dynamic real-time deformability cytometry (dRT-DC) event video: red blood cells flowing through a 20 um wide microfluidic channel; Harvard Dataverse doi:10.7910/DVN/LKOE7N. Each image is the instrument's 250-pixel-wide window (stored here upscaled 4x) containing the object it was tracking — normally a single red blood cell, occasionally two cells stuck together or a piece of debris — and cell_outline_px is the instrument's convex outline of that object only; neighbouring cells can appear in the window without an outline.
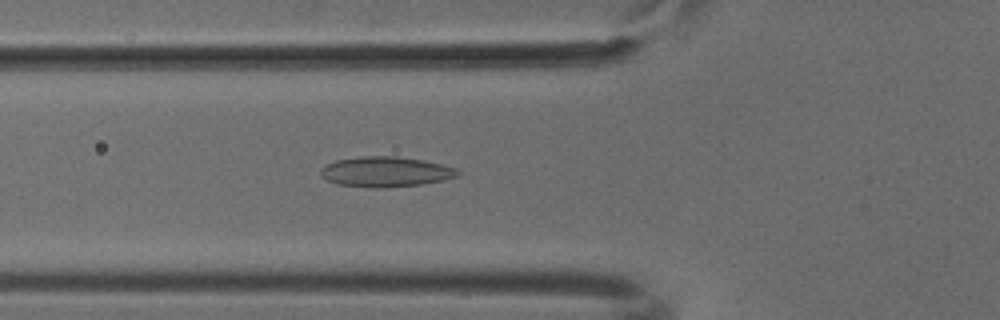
{"species": "common noctule bat (a hibernating species)", "species_latin": "Nyctalus noctula", "temperature_condition": "cold", "stored_images_in_passage": 50, "camera_frame_rate_fps": 3000, "um_per_image_px": 0.085, "animal": {"sex": "male", "body_mass_g": 18.8}, "frame": {"image": 1, "passage_image": 18, "time_ms": 5.667, "image_size_px": [1000, 320], "cell_outline_px": [[460, 172], [456, 176], [444, 180], [420, 184], [384, 188], [372, 188], [336, 184], [320, 176], [320, 168], [336, 160], [360, 156], [396, 156], [424, 160], [456, 168]], "centroid_in_image_um": [32.75, 14.6], "position_along_channel_um": 93.1, "area_um2": 24.16}}
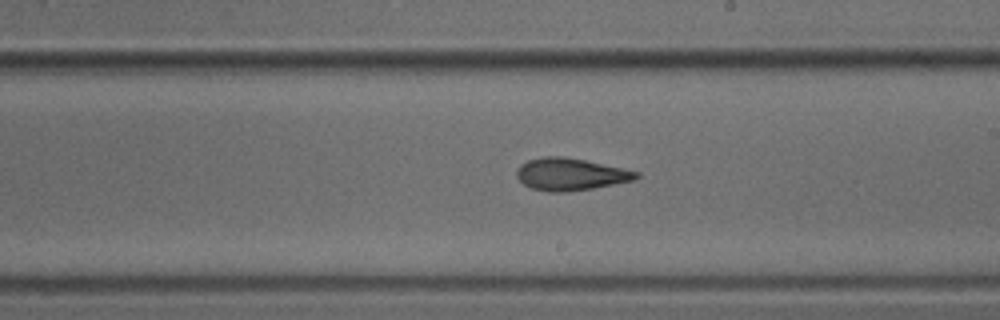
{"frame": {"image": 2, "passage_image": 29, "time_ms": 9.333, "image_size_px": [1000, 320], "cell_outline_px": [[640, 176], [636, 180], [592, 188], [564, 192], [548, 192], [532, 188], [524, 184], [516, 176], [516, 172], [520, 164], [528, 160], [540, 156], [564, 156], [624, 168], [640, 172]], "centroid_in_image_um": [48.5, 14.8], "position_along_channel_um": 240.5, "area_um2": 22.54}}
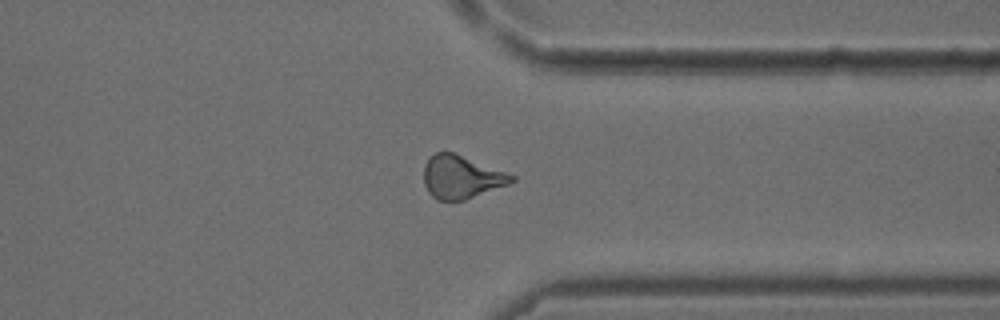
{"frame": {"image": 3, "passage_image": 39, "time_ms": 12.667, "image_size_px": [1000, 320], "cell_outline_px": [[516, 180], [508, 184], [464, 200], [436, 200], [428, 192], [424, 184], [424, 164], [428, 156], [436, 152], [452, 152], [516, 176]], "centroid_in_image_um": [39.17, 15.04], "position_along_channel_um": 372.2, "area_um2": 21.85}}